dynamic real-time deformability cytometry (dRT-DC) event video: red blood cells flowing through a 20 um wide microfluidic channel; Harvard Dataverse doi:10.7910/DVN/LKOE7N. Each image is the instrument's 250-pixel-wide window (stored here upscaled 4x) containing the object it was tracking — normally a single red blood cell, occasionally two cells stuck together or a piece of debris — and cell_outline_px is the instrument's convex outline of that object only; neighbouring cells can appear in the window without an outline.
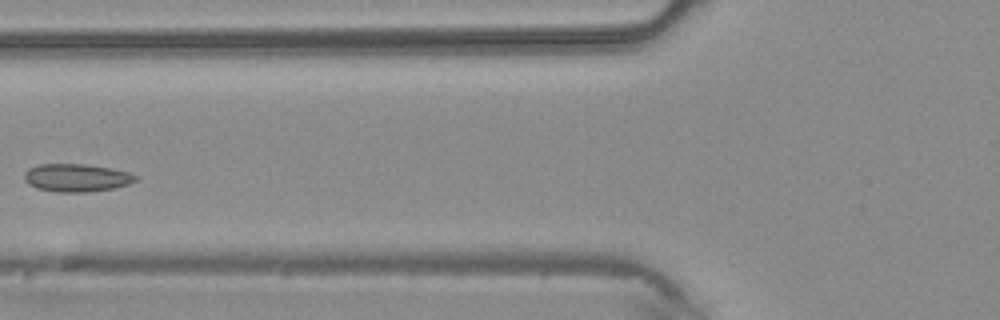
{"species": "common noctule bat (a hibernating species)", "species_latin": "Nyctalus noctula", "temperature_condition": "warm", "stored_images_in_passage": 4, "camera_frame_rate_fps": 3000, "um_per_image_px": 0.085, "animal": {"sex": "male", "body_mass_g": 20.4}, "frame": {"image": 1, "passage_image": 4, "time_ms": 1.0, "image_size_px": [1000, 320], "cell_outline_px": [[136, 180], [128, 184], [112, 188], [88, 192], [56, 192], [36, 188], [28, 184], [24, 180], [24, 172], [28, 168], [40, 164], [84, 164], [112, 168], [128, 172], [136, 176]], "centroid_in_image_um": [6.45, 15.11], "position_along_channel_um": 119.3, "area_um2": 18.09}}